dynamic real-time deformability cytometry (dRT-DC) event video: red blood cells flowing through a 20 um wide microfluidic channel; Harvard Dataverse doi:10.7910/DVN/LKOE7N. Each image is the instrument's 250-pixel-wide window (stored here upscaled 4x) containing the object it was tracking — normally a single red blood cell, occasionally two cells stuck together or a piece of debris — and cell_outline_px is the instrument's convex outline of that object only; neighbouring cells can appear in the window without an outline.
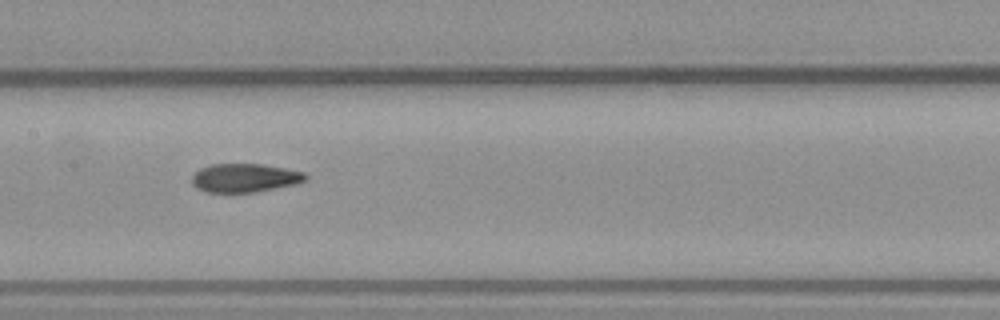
{"species": "common noctule bat (a hibernating species)", "species_latin": "Nyctalus noctula", "temperature_condition": "warm", "stored_images_in_passage": 7, "camera_frame_rate_fps": 3000, "um_per_image_px": 0.085, "animal": {"sex": "male", "body_mass_g": 23.1, "forearm_length_mm": 52.7}, "frame": {"image": 1, "passage_image": 7, "time_ms": 7.667, "image_size_px": [1000, 320], "cell_outline_px": [[308, 180], [296, 184], [256, 192], [208, 192], [196, 188], [192, 184], [192, 176], [200, 168], [212, 164], [260, 164], [284, 168], [304, 172], [308, 176]], "centroid_in_image_um": [20.82, 15.12], "position_along_channel_um": 186.6, "area_um2": 18.96}}